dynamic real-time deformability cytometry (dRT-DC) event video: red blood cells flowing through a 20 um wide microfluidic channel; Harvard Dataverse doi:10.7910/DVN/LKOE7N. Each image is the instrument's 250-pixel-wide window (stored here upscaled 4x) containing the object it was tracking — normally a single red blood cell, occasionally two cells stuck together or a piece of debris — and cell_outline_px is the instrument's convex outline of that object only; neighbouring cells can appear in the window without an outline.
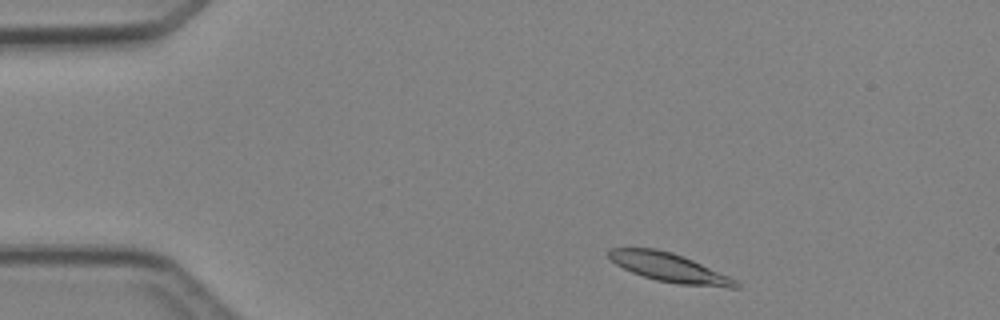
{"species": "Egyptian fruit bat (a non-hibernating species)", "species_latin": "Rousettus aegyptiacus", "temperature_condition": "cold", "stored_images_in_passage": 6, "camera_frame_rate_fps": 3000, "um_per_image_px": 0.085, "animal": {"sex": "female"}, "frame": {"image": 1, "passage_image": 1, "time_ms": 0.0, "image_size_px": [1000, 320], "cell_outline_px": [[740, 288], [728, 288], [680, 284], [656, 280], [632, 272], [616, 264], [608, 256], [608, 248], [656, 248], [672, 252], [684, 256], [728, 276], [736, 280], [740, 284]], "centroid_in_image_um": [56.91, 22.74], "position_along_channel_um": 28.1, "area_um2": 21.21}}
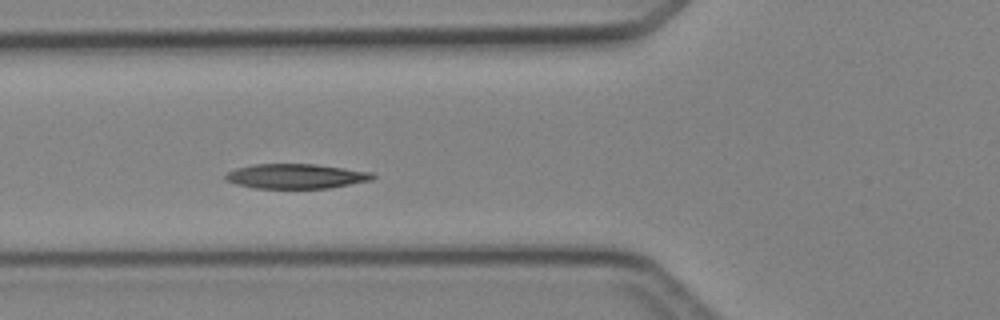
{"frame": {"image": 2, "passage_image": 4, "time_ms": 3.333, "image_size_px": [1000, 320], "cell_outline_px": [[376, 176], [372, 180], [328, 188], [256, 188], [236, 184], [224, 180], [224, 176], [228, 172], [236, 168], [252, 164], [316, 164], [372, 172]], "centroid_in_image_um": [25.14, 14.97], "position_along_channel_um": 100.7, "area_um2": 21.21}}
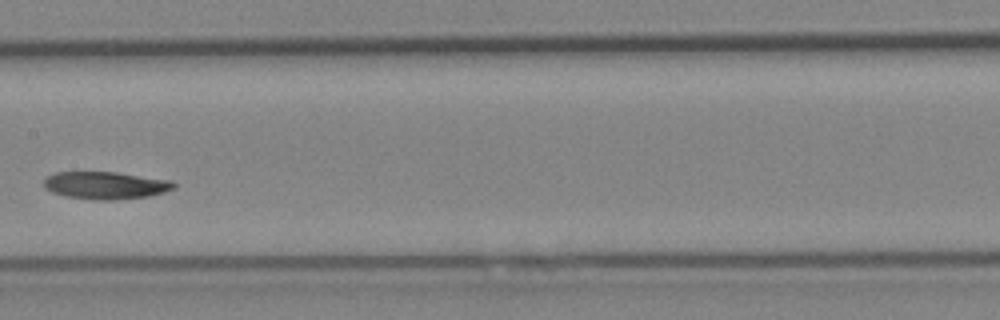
{"frame": {"image": 3, "passage_image": 6, "time_ms": 5.667, "image_size_px": [1000, 320], "cell_outline_px": [[176, 188], [164, 192], [148, 196], [112, 200], [92, 200], [64, 196], [52, 192], [44, 188], [44, 180], [48, 176], [56, 172], [116, 172], [172, 180], [176, 184]], "centroid_in_image_um": [8.98, 15.75], "position_along_channel_um": 198.4, "area_um2": 20.92}}